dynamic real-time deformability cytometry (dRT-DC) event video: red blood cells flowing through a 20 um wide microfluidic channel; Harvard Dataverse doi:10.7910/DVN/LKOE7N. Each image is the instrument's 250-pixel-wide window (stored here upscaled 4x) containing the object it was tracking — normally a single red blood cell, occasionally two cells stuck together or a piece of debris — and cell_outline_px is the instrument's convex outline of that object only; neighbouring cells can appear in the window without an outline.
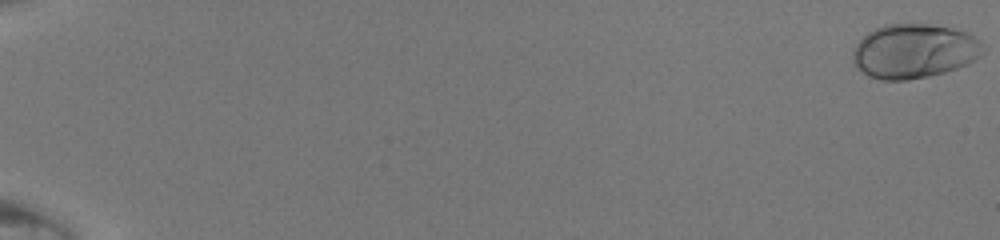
{"species": "human", "species_latin": "Homo sapiens", "temperature_condition": "room temperature", "stored_images_in_passage": 49, "camera_frame_rate_fps": 3000, "um_per_image_px": 0.085, "donor": {"sex": "male"}, "frame": {"image": 1, "passage_image": 1, "time_ms": 0.0, "image_size_px": [1000, 240], "cell_outline_px": [[984, 52], [980, 56], [968, 64], [944, 72], [928, 76], [908, 80], [880, 80], [868, 76], [856, 68], [852, 64], [852, 52], [856, 44], [868, 32], [884, 24], [928, 24], [952, 28], [964, 32], [980, 40]], "centroid_in_image_um": [77.66, 4.36], "position_along_channel_um": 7.3, "area_um2": 41.33}}
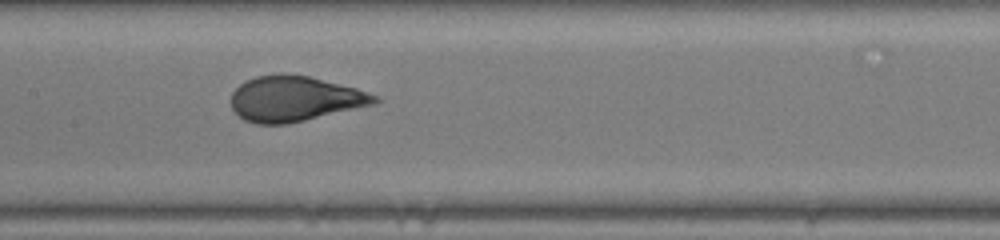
{"frame": {"image": 2, "passage_image": 28, "time_ms": 9.0, "image_size_px": [1000, 240], "cell_outline_px": [[380, 100], [376, 104], [288, 124], [256, 124], [244, 120], [232, 108], [232, 92], [244, 80], [256, 76], [280, 72], [308, 76], [356, 88], [380, 96]], "centroid_in_image_um": [25.06, 8.38], "position_along_channel_um": 182.3, "area_um2": 38.15}}
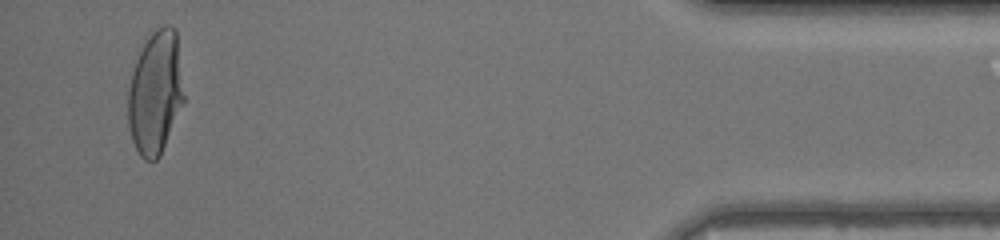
{"frame": {"image": 3, "passage_image": 48, "time_ms": 15.667, "image_size_px": [1000, 240], "cell_outline_px": [[184, 100], [160, 156], [156, 160], [144, 160], [140, 156], [132, 140], [128, 124], [128, 88], [132, 72], [136, 60], [148, 36], [156, 28], [164, 24], [168, 24], [176, 28], [184, 96]], "centroid_in_image_um": [13.2, 7.86], "position_along_channel_um": 422.0, "area_um2": 40.06}}